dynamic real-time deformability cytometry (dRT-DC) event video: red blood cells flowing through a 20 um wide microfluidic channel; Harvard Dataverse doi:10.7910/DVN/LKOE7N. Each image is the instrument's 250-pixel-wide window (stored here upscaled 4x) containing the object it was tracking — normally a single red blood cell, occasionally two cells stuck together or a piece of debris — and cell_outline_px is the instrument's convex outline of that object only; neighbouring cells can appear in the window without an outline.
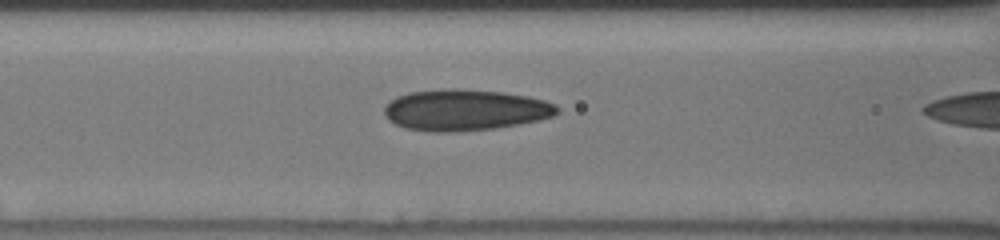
{"species": "human", "species_latin": "Homo sapiens", "temperature_condition": "cold", "stored_images_in_passage": 22, "camera_frame_rate_fps": 3000, "um_per_image_px": 0.085, "donor": {"sex": "male"}, "frame": {"image": 1, "passage_image": 21, "time_ms": 6.667, "image_size_px": [1000, 240], "cell_outline_px": [[560, 112], [556, 116], [540, 120], [496, 128], [456, 132], [428, 132], [404, 128], [388, 120], [384, 112], [384, 108], [396, 96], [408, 92], [448, 88], [460, 88], [500, 92], [528, 96], [544, 100], [556, 104], [560, 108]], "centroid_in_image_um": [39.56, 9.35], "position_along_channel_um": 127.0, "area_um2": 41.96}}